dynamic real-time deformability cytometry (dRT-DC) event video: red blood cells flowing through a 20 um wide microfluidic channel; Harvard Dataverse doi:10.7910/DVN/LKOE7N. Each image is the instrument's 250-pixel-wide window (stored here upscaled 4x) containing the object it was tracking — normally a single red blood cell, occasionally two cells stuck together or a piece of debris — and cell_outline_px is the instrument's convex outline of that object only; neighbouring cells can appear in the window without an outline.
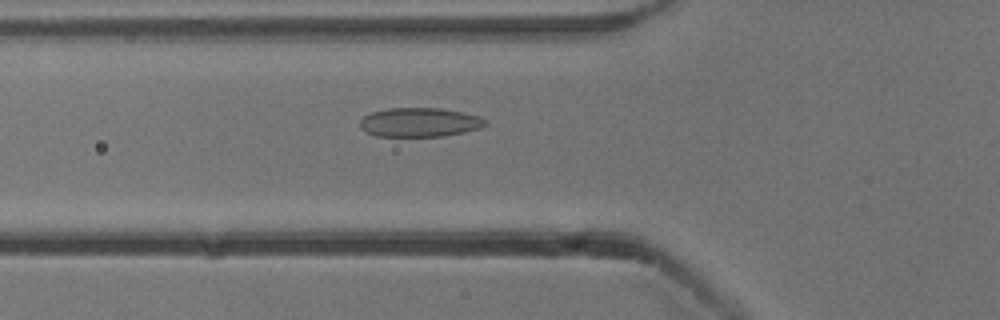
{"species": "common noctule bat (a hibernating species)", "species_latin": "Nyctalus noctula", "temperature_condition": "cold", "stored_images_in_passage": 47, "camera_frame_rate_fps": 3000, "um_per_image_px": 0.085, "animal": {"sex": "male", "body_mass_g": 13.3}, "frame": {"image": 1, "passage_image": 13, "time_ms": 4.0, "image_size_px": [1000, 320], "cell_outline_px": [[488, 124], [480, 128], [464, 132], [444, 136], [376, 136], [364, 132], [360, 128], [360, 120], [364, 116], [372, 112], [388, 108], [440, 108], [464, 112], [480, 116], [488, 120]], "centroid_in_image_um": [35.69, 10.39], "position_along_channel_um": 90.1, "area_um2": 21.5}}
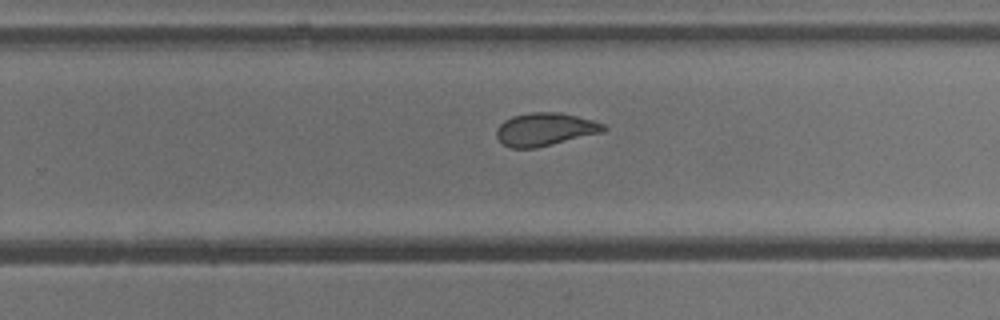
{"frame": {"image": 2, "passage_image": 28, "time_ms": 9.0, "image_size_px": [1000, 320], "cell_outline_px": [[608, 128], [604, 132], [536, 148], [512, 148], [500, 144], [496, 136], [496, 128], [504, 120], [512, 116], [532, 112], [560, 112], [592, 120], [604, 124]], "centroid_in_image_um": [46.3, 11.0], "position_along_channel_um": 283.5, "area_um2": 20.75}}
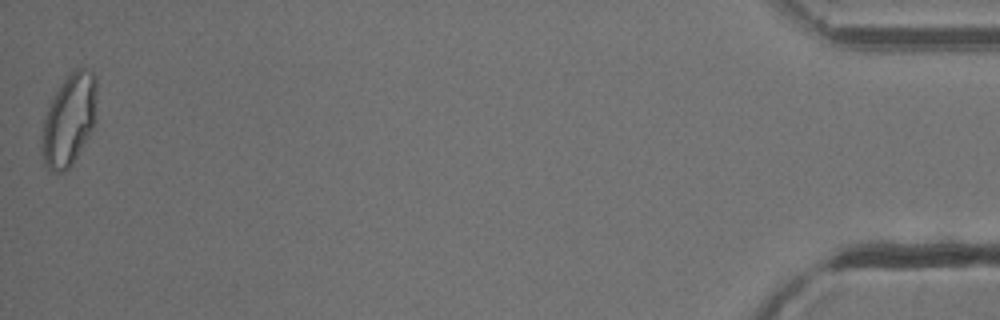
{"frame": {"image": 3, "passage_image": 47, "time_ms": 15.333, "image_size_px": [1000, 320], "cell_outline_px": [[96, 120], [88, 136], [72, 164], [64, 172], [52, 172], [44, 164], [40, 152], [40, 136], [44, 120], [48, 108], [56, 92], [64, 80], [76, 68], [84, 68], [92, 72], [96, 76]], "centroid_in_image_um": [5.85, 10.23], "position_along_channel_um": 429.3, "area_um2": 29.36}, "authors_computed_cell_mechanics": {"area_um2": 22.0796, "velocity_mm_per_s": 3.8591, "shape_relaxation_time_tau1_ms": null, "shape_relaxation_time_tau2_ms": 1.5311, "deformation_change_tau1": null, "deformation_change_tau2": 0.0655}}